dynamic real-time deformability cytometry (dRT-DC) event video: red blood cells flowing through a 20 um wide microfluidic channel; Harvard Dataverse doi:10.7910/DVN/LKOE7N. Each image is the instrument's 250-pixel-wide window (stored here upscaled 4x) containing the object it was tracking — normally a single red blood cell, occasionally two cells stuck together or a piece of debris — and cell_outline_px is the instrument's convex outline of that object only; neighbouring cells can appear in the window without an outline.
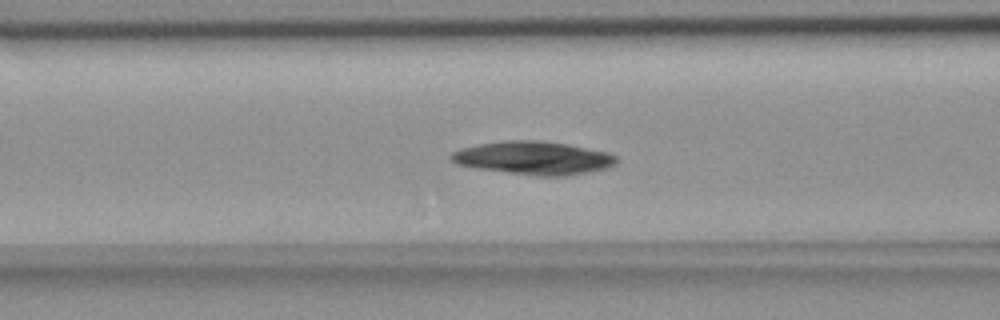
{"species": "common noctule bat (a hibernating species)", "species_latin": "Nyctalus noctula", "temperature_condition": "room temperature", "stored_images_in_passage": 41, "camera_frame_rate_fps": 3000, "um_per_image_px": 0.085, "animal": {"sex": "female", "body_mass_g": 18.4}, "frame": {"image": 1, "passage_image": 9, "time_ms": 2.667, "image_size_px": [1000, 320], "cell_outline_px": [[616, 164], [608, 168], [564, 176], [536, 176], [476, 168], [456, 164], [448, 156], [452, 152], [460, 148], [480, 144], [504, 140], [540, 140], [568, 144], [608, 152], [616, 156]], "centroid_in_image_um": [45.33, 13.42], "position_along_channel_um": 121.3, "area_um2": 32.02}}
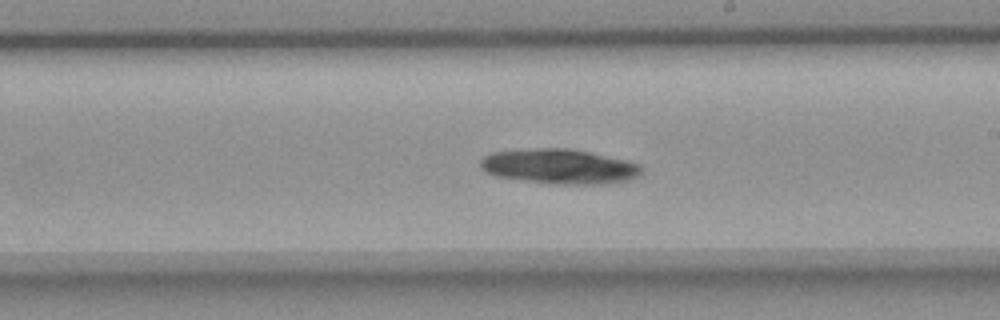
{"frame": {"image": 2, "passage_image": 19, "time_ms": 6.0, "image_size_px": [1000, 320], "cell_outline_px": [[644, 172], [640, 176], [632, 180], [600, 184], [548, 184], [496, 176], [484, 172], [480, 168], [480, 160], [484, 156], [492, 152], [540, 148], [568, 148], [628, 160], [640, 164]], "centroid_in_image_um": [47.58, 14.16], "position_along_channel_um": 241.4, "area_um2": 33.06}}
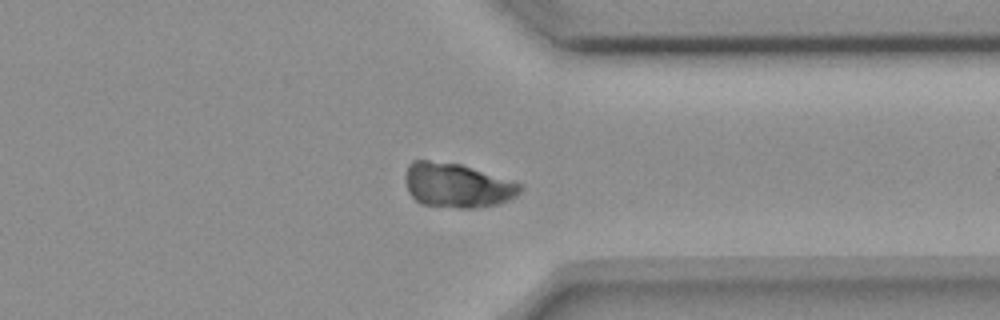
{"frame": {"image": 3, "passage_image": 30, "time_ms": 9.667, "image_size_px": [1000, 320], "cell_outline_px": [[524, 188], [516, 196], [508, 200], [496, 204], [476, 208], [460, 208], [420, 204], [408, 192], [404, 180], [404, 176], [408, 164], [412, 160], [428, 160], [460, 164], [524, 184]], "centroid_in_image_um": [38.84, 15.75], "position_along_channel_um": 372.6, "area_um2": 29.94}}